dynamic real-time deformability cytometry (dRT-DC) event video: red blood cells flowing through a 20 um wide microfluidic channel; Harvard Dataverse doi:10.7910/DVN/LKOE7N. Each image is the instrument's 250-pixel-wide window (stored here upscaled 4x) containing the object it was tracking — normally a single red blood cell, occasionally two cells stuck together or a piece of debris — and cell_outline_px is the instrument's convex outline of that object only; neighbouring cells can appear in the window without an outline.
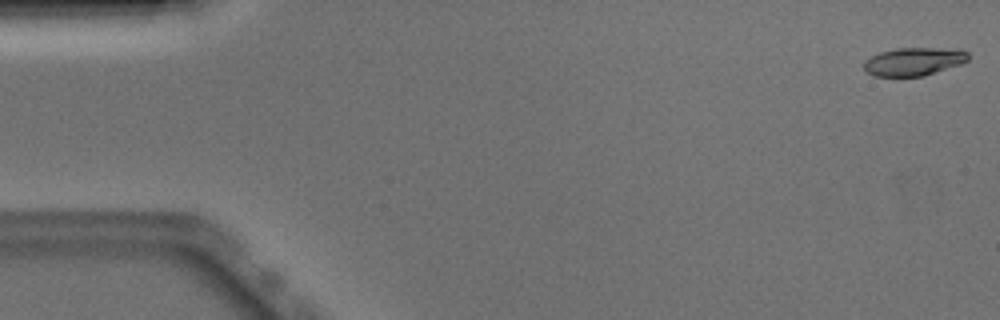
{"species": "Egyptian fruit bat (a non-hibernating species)", "species_latin": "Rousettus aegyptiacus", "temperature_condition": "warm", "stored_images_in_passage": 51, "camera_frame_rate_fps": 3000, "um_per_image_px": 0.085, "animal": {"sex": "male"}, "frame": {"image": 1, "passage_image": 1, "time_ms": 0.0, "image_size_px": [1000, 320], "cell_outline_px": [[968, 60], [964, 64], [924, 76], [876, 76], [868, 72], [864, 68], [864, 60], [880, 52], [896, 48], [936, 48], [968, 52]], "centroid_in_image_um": [77.68, 5.24], "position_along_channel_um": 7.3, "area_um2": 16.99}}
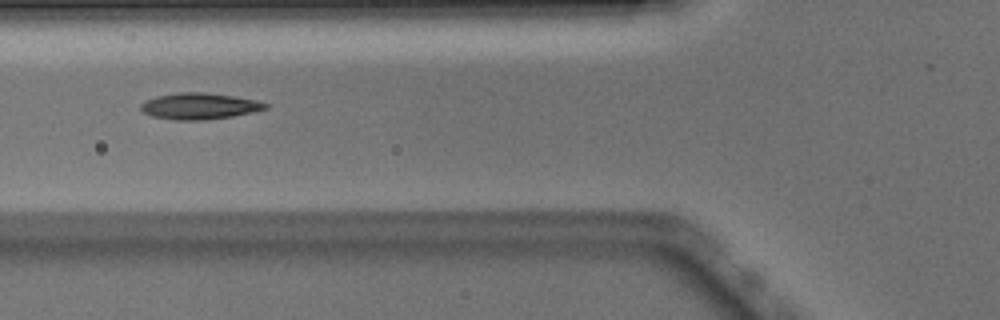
{"frame": {"image": 2, "passage_image": 19, "time_ms": 6.0, "image_size_px": [1000, 320], "cell_outline_px": [[268, 108], [252, 112], [232, 116], [204, 120], [172, 120], [152, 116], [144, 112], [140, 108], [140, 104], [144, 100], [156, 96], [180, 92], [204, 92], [232, 96], [256, 100], [268, 104]], "centroid_in_image_um": [16.91, 9.02], "position_along_channel_um": 108.9, "area_um2": 19.07}}
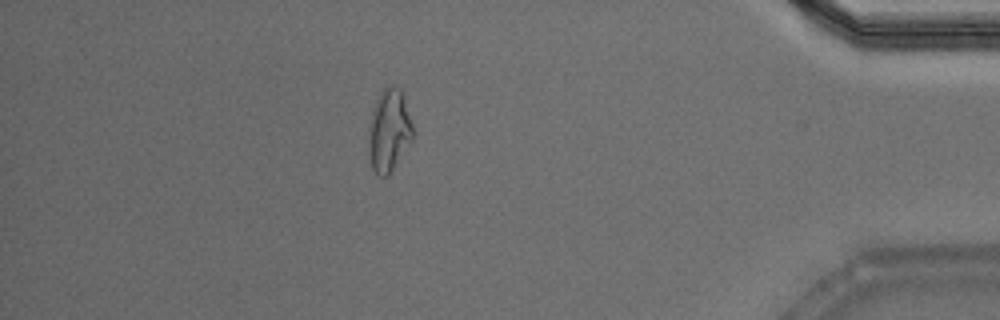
{"frame": {"image": 3, "passage_image": 45, "time_ms": 14.667, "image_size_px": [1000, 320], "cell_outline_px": [[412, 140], [388, 176], [380, 176], [372, 168], [368, 152], [368, 128], [372, 108], [380, 92], [384, 88], [392, 84], [400, 88], [404, 92], [412, 124]], "centroid_in_image_um": [33.05, 11.05], "position_along_channel_um": 402.1, "area_um2": 21.56}, "authors_computed_cell_mechanics": {"area_um2": 18.207, "velocity_mm_per_s": 3.895, "shape_relaxation_time_tau1_ms": 7.4421, "shape_relaxation_time_tau2_ms": 2.1908, "deformation_change_tau1": 0.2228, "deformation_change_tau2": 0.0907}}